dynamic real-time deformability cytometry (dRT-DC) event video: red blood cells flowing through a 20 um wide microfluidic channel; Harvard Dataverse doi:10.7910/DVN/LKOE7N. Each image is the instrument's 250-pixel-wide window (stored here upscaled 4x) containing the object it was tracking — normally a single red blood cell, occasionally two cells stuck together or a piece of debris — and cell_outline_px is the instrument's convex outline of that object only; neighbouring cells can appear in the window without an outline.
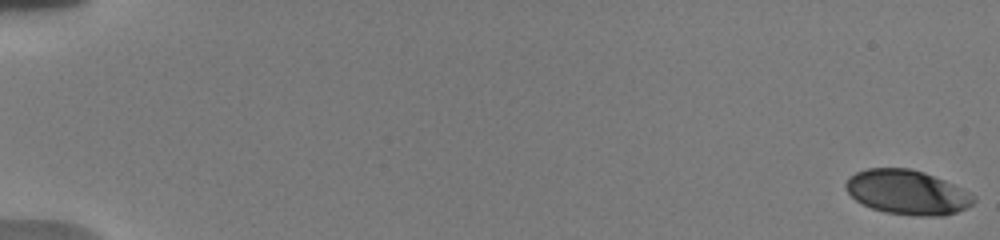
{"species": "human", "species_latin": "Homo sapiens", "temperature_condition": "warm", "stored_images_in_passage": 24, "camera_frame_rate_fps": 3000, "um_per_image_px": 0.085, "donor": {"sex": "male"}, "frame": {"image": 1, "passage_image": 1, "time_ms": 0.0, "image_size_px": [1000, 240], "cell_outline_px": [[976, 200], [972, 204], [956, 212], [944, 216], [916, 216], [884, 212], [872, 208], [856, 200], [844, 188], [844, 184], [848, 176], [856, 172], [868, 168], [912, 168], [924, 172], [944, 180], [976, 196]], "centroid_in_image_um": [77.09, 16.34], "position_along_channel_um": 7.9, "area_um2": 33.18}}
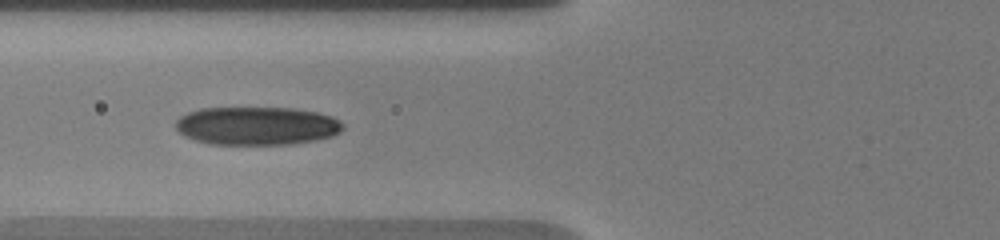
{"frame": {"image": 2, "passage_image": 16, "time_ms": 7.667, "image_size_px": [1000, 240], "cell_outline_px": [[344, 128], [340, 132], [332, 136], [292, 144], [212, 144], [196, 140], [184, 136], [176, 128], [176, 120], [180, 116], [188, 112], [200, 108], [292, 108], [316, 112], [332, 116], [340, 120], [344, 124]], "centroid_in_image_um": [21.84, 10.69], "position_along_channel_um": 104.0, "area_um2": 37.28}}
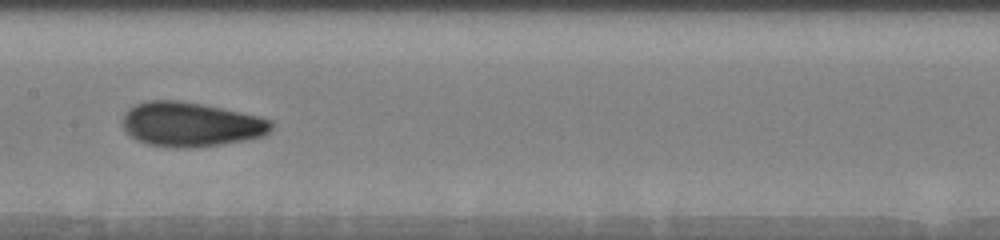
{"frame": {"image": 3, "passage_image": 23, "time_ms": 10.0, "image_size_px": [1000, 240], "cell_outline_px": [[272, 128], [264, 136], [244, 140], [220, 144], [188, 148], [176, 148], [148, 144], [136, 140], [124, 128], [124, 112], [128, 108], [144, 100], [180, 100], [204, 104], [260, 116], [272, 120]], "centroid_in_image_um": [16.23, 10.55], "position_along_channel_um": 191.2, "area_um2": 38.61}}